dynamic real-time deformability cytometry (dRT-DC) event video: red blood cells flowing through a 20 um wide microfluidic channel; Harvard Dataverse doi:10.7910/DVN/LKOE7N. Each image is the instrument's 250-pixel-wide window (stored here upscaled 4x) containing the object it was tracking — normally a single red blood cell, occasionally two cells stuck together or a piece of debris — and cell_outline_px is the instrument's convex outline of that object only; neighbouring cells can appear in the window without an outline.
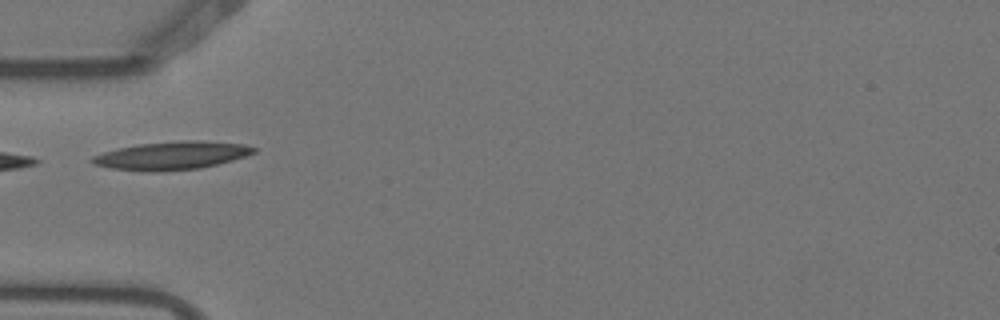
{"species": "Egyptian fruit bat (a non-hibernating species)", "species_latin": "Rousettus aegyptiacus", "temperature_condition": "warm", "stored_images_in_passage": 5, "camera_frame_rate_fps": 3000, "um_per_image_px": 0.085, "animal": {"sex": "female"}, "frame": {"image": 1, "passage_image": 5, "time_ms": 1.333, "image_size_px": [1000, 320], "cell_outline_px": [[256, 152], [232, 160], [200, 168], [156, 172], [140, 172], [112, 168], [92, 164], [88, 160], [92, 156], [104, 152], [120, 148], [140, 144], [180, 140], [200, 140], [244, 144], [256, 148]], "centroid_in_image_um": [14.56, 13.23], "position_along_channel_um": 70.4, "area_um2": 26.53}}